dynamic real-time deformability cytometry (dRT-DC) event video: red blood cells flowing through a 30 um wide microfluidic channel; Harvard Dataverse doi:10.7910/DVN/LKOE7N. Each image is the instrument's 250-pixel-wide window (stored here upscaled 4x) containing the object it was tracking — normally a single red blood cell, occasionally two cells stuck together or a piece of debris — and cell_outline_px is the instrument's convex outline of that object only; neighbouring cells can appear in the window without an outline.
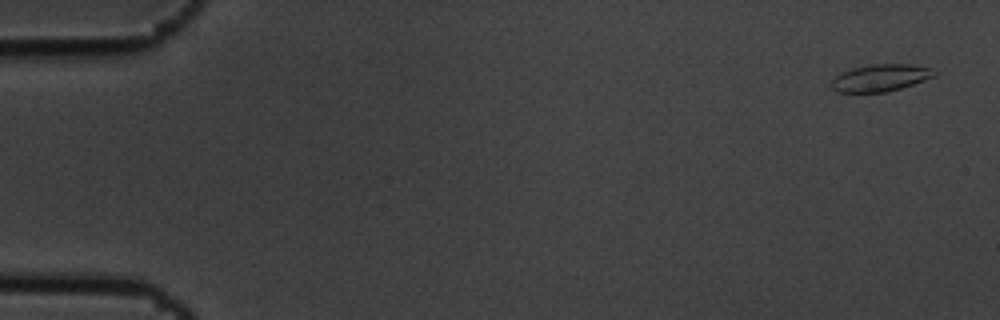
{"species": "common noctule bat (a hibernating species)", "species_latin": "Nyctalus noctula", "temperature_condition": "cold", "stored_images_in_passage": 3, "camera_frame_rate_fps": 3000, "um_per_image_px": 0.085, "animal": {"sex": "male", "body_mass_g": 19.5, "forearm_length_mm": 54.6}, "frame": {"image": 1, "passage_image": 1, "time_ms": 0.0, "image_size_px": [1000, 320], "cell_outline_px": [[936, 72], [932, 76], [924, 80], [888, 92], [836, 92], [832, 88], [832, 80], [840, 72], [852, 68], [872, 64], [912, 64], [928, 68]], "centroid_in_image_um": [74.78, 6.61], "position_along_channel_um": 10.2, "area_um2": 16.01}}